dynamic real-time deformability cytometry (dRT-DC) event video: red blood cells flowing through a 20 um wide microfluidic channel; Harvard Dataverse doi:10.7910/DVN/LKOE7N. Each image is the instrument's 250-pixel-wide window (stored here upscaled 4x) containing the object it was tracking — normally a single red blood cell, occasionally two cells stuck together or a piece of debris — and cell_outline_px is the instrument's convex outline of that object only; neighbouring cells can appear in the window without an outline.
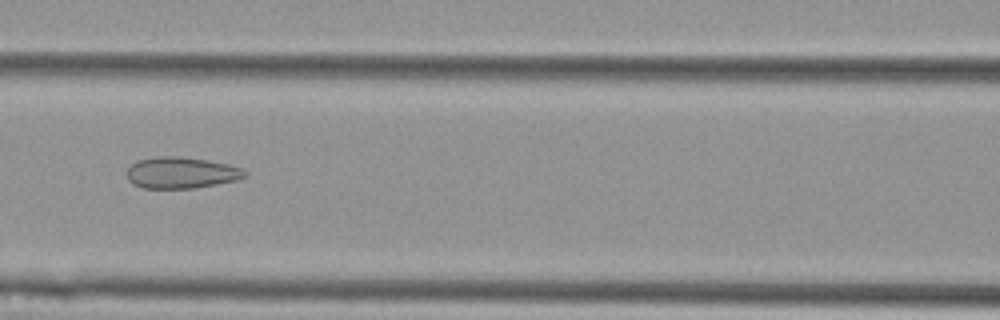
{"species": "Egyptian fruit bat (a non-hibernating species)", "species_latin": "Rousettus aegyptiacus", "temperature_condition": "cold", "stored_images_in_passage": 48, "camera_frame_rate_fps": 3000, "um_per_image_px": 0.085, "animal": {"sex": "female"}, "frame": {"image": 1, "passage_image": 17, "time_ms": 5.333, "image_size_px": [1000, 320], "cell_outline_px": [[248, 172], [244, 176], [236, 180], [196, 188], [144, 188], [132, 184], [128, 180], [124, 172], [136, 160], [156, 156], [176, 156], [208, 160], [228, 164], [244, 168]], "centroid_in_image_um": [15.37, 14.67], "position_along_channel_um": 151.2, "area_um2": 21.79}}
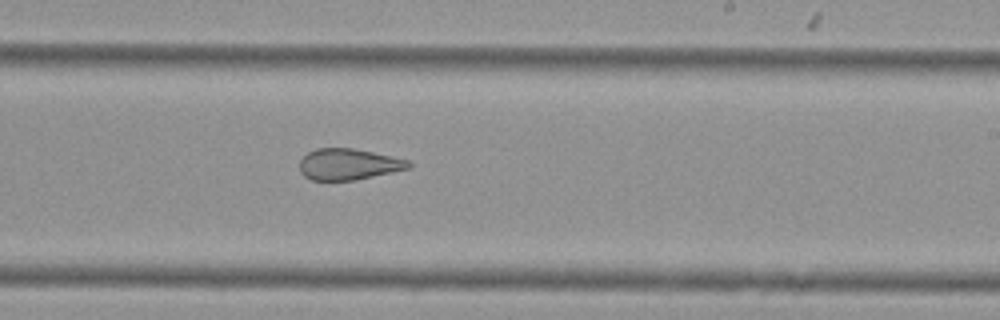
{"frame": {"image": 2, "passage_image": 26, "time_ms": 8.333, "image_size_px": [1000, 320], "cell_outline_px": [[412, 168], [352, 180], [312, 180], [304, 176], [300, 172], [300, 160], [308, 152], [316, 148], [352, 148], [392, 156], [408, 160], [412, 164]], "centroid_in_image_um": [29.62, 13.96], "position_along_channel_um": 259.4, "area_um2": 19.71}}
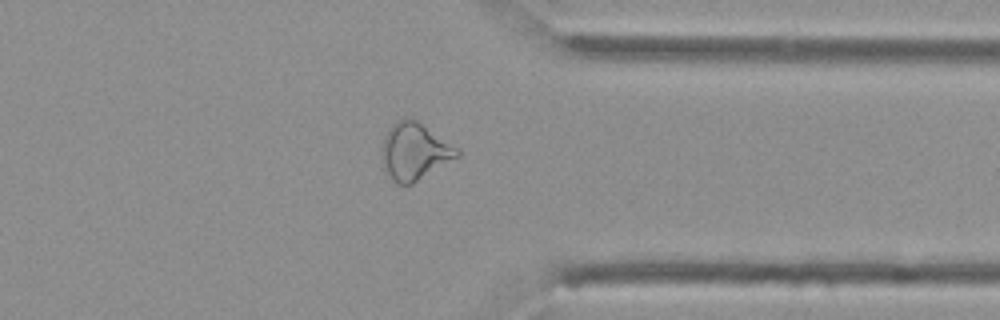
{"frame": {"image": 3, "passage_image": 36, "time_ms": 11.667, "image_size_px": [1000, 320], "cell_outline_px": [[460, 156], [412, 184], [396, 184], [384, 172], [380, 156], [380, 148], [384, 136], [388, 128], [396, 120], [404, 116], [412, 116], [460, 148]], "centroid_in_image_um": [35.21, 12.83], "position_along_channel_um": 376.2, "area_um2": 26.01}, "authors_computed_cell_mechanics": {"area_um2": 24.7384, "velocity_mm_per_s": 3.6356, "shape_relaxation_time_tau1_ms": null, "shape_relaxation_time_tau2_ms": 2.1867, "deformation_change_tau1": null, "deformation_change_tau2": 0.1042}}